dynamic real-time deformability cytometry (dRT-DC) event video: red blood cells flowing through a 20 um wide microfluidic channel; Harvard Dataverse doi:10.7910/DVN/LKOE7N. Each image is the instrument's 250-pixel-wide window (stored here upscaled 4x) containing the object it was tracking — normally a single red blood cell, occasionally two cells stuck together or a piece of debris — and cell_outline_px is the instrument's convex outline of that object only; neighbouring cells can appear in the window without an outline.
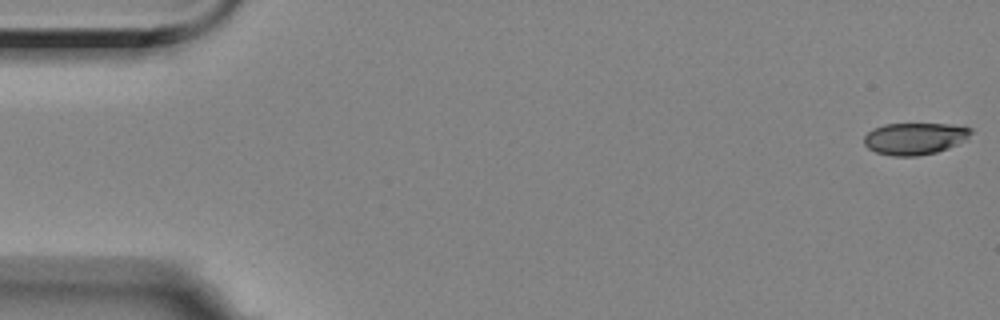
{"species": "Egyptian fruit bat (a non-hibernating species)", "species_latin": "Rousettus aegyptiacus", "temperature_condition": "room temperature", "stored_images_in_passage": 57, "camera_frame_rate_fps": 3000, "um_per_image_px": 0.085, "animal": {"sex": "female"}, "frame": {"image": 1, "passage_image": 1, "time_ms": 0.0, "image_size_px": [1000, 320], "cell_outline_px": [[972, 132], [968, 140], [948, 148], [936, 152], [916, 156], [892, 156], [876, 152], [868, 148], [864, 144], [864, 136], [872, 128], [884, 124], [948, 124], [972, 128]], "centroid_in_image_um": [77.76, 11.78], "position_along_channel_um": 7.2, "area_um2": 20.0}}
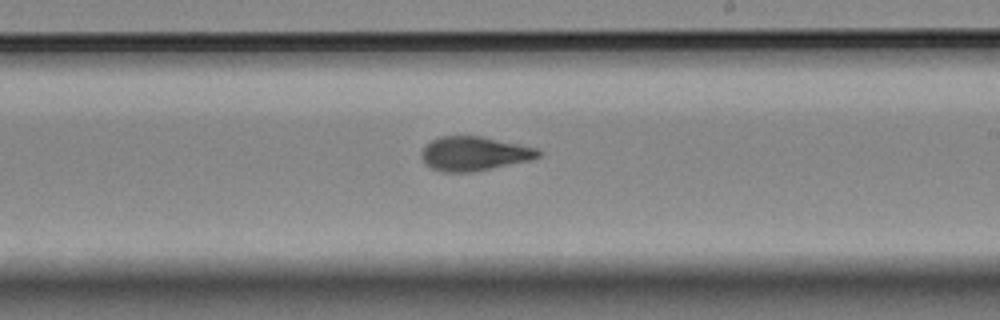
{"frame": {"image": 2, "passage_image": 33, "time_ms": 10.667, "image_size_px": [1000, 320], "cell_outline_px": [[544, 152], [540, 156], [532, 160], [472, 172], [440, 172], [424, 164], [420, 156], [420, 152], [432, 140], [440, 136], [480, 136], [536, 148]], "centroid_in_image_um": [40.29, 13.07], "position_along_channel_um": 248.7, "area_um2": 23.29}}
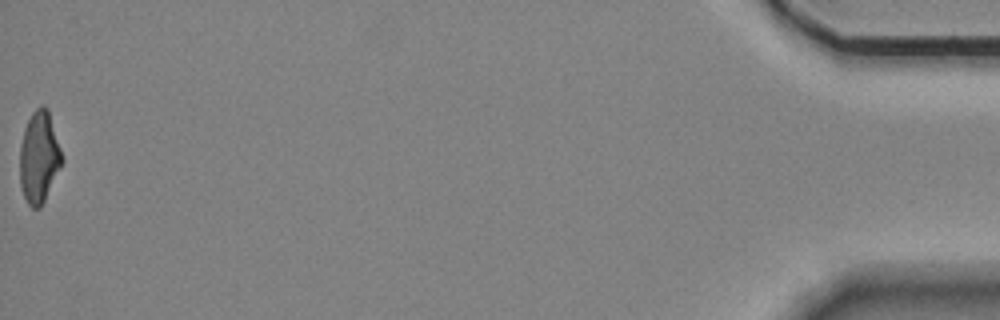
{"frame": {"image": 3, "passage_image": 57, "time_ms": 18.667, "image_size_px": [1000, 320], "cell_outline_px": [[64, 160], [40, 208], [32, 208], [28, 204], [20, 188], [20, 144], [24, 128], [32, 112], [40, 104], [44, 104], [48, 108]], "centroid_in_image_um": [3.32, 13.33], "position_along_channel_um": 431.9, "area_um2": 22.54}, "authors_computed_cell_mechanics": {"area_um2": 22.5998, "velocity_mm_per_s": 3.5213, "shape_relaxation_time_tau1_ms": 10.798, "shape_relaxation_time_tau2_ms": 2.3596, "deformation_change_tau1": 0.254, "deformation_change_tau2": 0.1028}}